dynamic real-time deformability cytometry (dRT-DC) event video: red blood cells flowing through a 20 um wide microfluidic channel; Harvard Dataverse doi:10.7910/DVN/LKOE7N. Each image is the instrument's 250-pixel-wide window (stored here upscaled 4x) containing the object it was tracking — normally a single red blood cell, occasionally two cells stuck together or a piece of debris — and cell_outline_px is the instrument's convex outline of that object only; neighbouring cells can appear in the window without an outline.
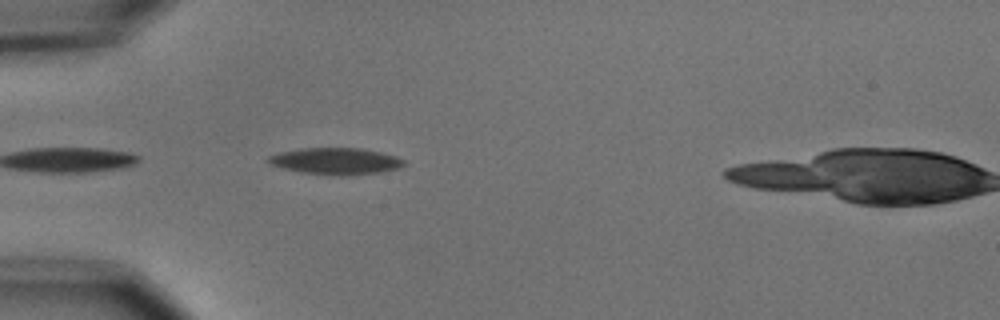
{"species": "common noctule bat (a hibernating species)", "species_latin": "Nyctalus noctula", "temperature_condition": "cold", "stored_images_in_passage": 6, "camera_frame_rate_fps": 3000, "um_per_image_px": 0.085, "animal": {"sex": "male", "body_mass_g": 15.6}, "frame": {"image": 1, "passage_image": 5, "time_ms": 4.333, "image_size_px": [1000, 320], "cell_outline_px": [[404, 164], [400, 168], [380, 172], [344, 176], [340, 176], [300, 172], [268, 164], [264, 160], [268, 156], [280, 152], [300, 148], [364, 148], [396, 156], [404, 160]], "centroid_in_image_um": [28.51, 13.69], "position_along_channel_um": 56.5, "area_um2": 21.21}}